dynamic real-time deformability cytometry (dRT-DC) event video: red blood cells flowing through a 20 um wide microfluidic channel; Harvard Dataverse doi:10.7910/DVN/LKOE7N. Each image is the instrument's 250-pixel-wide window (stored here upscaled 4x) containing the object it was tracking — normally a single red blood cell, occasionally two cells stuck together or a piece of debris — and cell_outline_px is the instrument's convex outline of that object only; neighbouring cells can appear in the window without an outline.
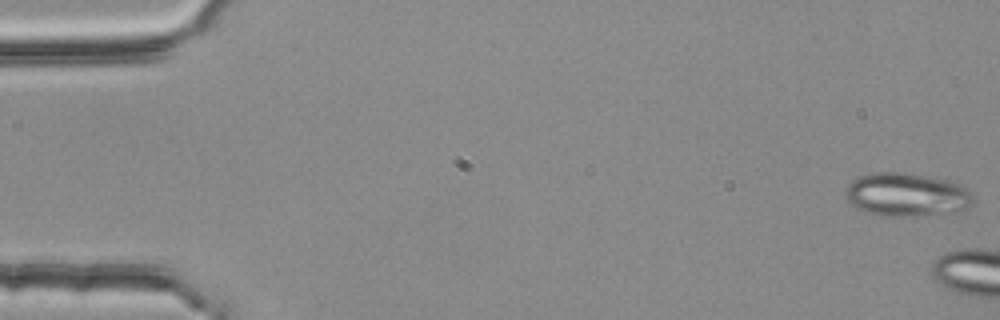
{"species": "common noctule bat (a hibernating species)", "species_latin": "Nyctalus noctula", "temperature_condition": "room temperature", "stored_images_in_passage": 5, "camera_frame_rate_fps": 3000, "um_per_image_px": 0.085, "animal": {"sex": "female", "body_mass_g": 25.1}, "frame": {"image": 1, "passage_image": 1, "time_ms": 0.0, "image_size_px": [1000, 320], "cell_outline_px": [[976, 204], [960, 212], [912, 216], [880, 216], [864, 212], [856, 208], [844, 200], [844, 192], [848, 184], [852, 180], [860, 176], [872, 172], [904, 172], [944, 180], [956, 184], [972, 192]], "centroid_in_image_um": [77.03, 16.57], "position_along_channel_um": 8.0, "area_um2": 32.83}}